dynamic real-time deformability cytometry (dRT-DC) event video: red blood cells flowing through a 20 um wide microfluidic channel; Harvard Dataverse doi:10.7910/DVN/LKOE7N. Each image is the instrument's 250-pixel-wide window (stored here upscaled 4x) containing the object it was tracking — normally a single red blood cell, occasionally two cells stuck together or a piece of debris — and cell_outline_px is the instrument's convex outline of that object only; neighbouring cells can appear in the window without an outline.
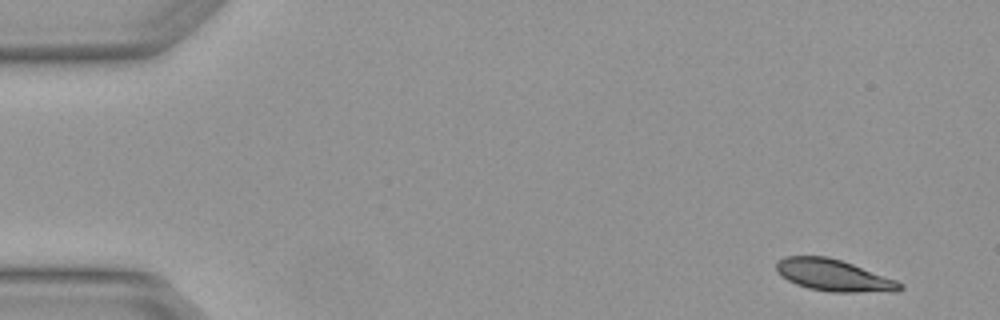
{"species": "Egyptian fruit bat (a non-hibernating species)", "species_latin": "Rousettus aegyptiacus", "temperature_condition": "warm", "stored_images_in_passage": 4, "camera_frame_rate_fps": 3000, "um_per_image_px": 0.085, "animal": {"sex": "female"}, "frame": {"image": 1, "passage_image": 1, "time_ms": 0.0, "image_size_px": [1000, 320], "cell_outline_px": [[904, 288], [896, 292], [828, 292], [808, 288], [796, 284], [788, 280], [776, 268], [776, 264], [784, 256], [828, 256], [852, 264], [896, 280], [904, 284]], "centroid_in_image_um": [70.91, 23.42], "position_along_channel_um": 14.1, "area_um2": 22.72}}
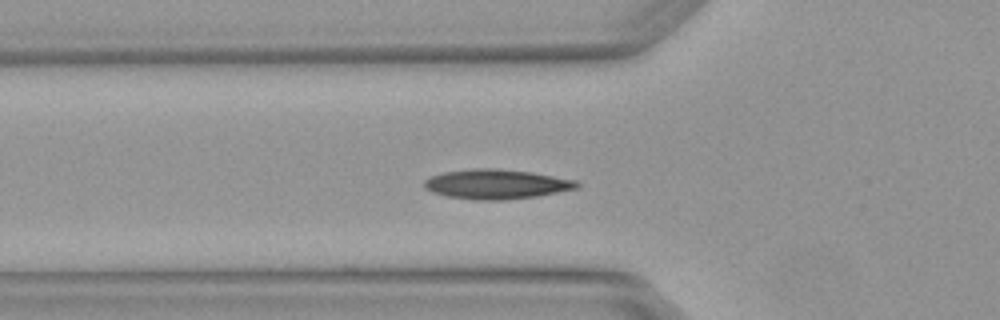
{"frame": {"image": 2, "passage_image": 4, "time_ms": 1.0, "image_size_px": [1000, 320], "cell_outline_px": [[580, 188], [536, 196], [504, 200], [480, 200], [448, 196], [432, 192], [424, 188], [424, 180], [432, 176], [444, 172], [472, 168], [496, 168], [532, 172], [580, 180]], "centroid_in_image_um": [42.25, 15.64], "position_along_channel_um": 83.5, "area_um2": 26.53}}